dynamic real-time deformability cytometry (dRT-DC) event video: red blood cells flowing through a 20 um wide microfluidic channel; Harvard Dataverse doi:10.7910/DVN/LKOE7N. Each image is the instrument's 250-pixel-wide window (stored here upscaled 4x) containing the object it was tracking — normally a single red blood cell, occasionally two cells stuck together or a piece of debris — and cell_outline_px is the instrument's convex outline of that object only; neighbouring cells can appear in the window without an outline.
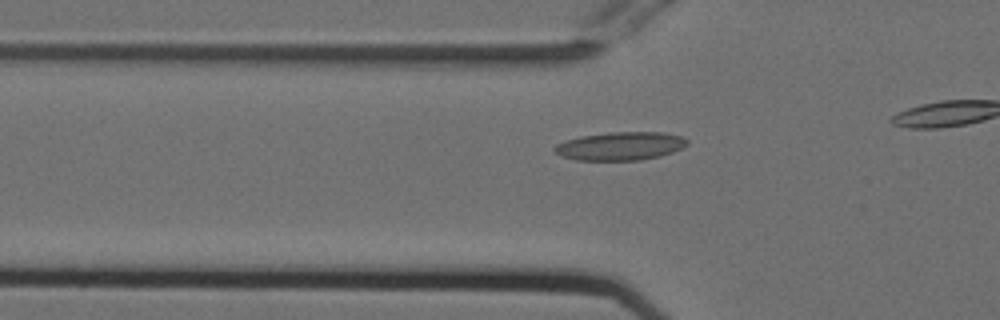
{"species": "Egyptian fruit bat (a non-hibernating species)", "species_latin": "Rousettus aegyptiacus", "temperature_condition": "cold", "stored_images_in_passage": 10, "camera_frame_rate_fps": 3000, "um_per_image_px": 0.085, "animal": {"sex": "female"}, "frame": {"image": 1, "passage_image": 4, "time_ms": 1.0, "image_size_px": [1000, 320], "cell_outline_px": [[688, 144], [672, 152], [660, 156], [640, 160], [576, 160], [560, 156], [552, 148], [556, 144], [580, 136], [608, 132], [664, 132], [680, 136], [688, 140]], "centroid_in_image_um": [52.71, 12.41], "position_along_channel_um": 73.1, "area_um2": 21.85}}
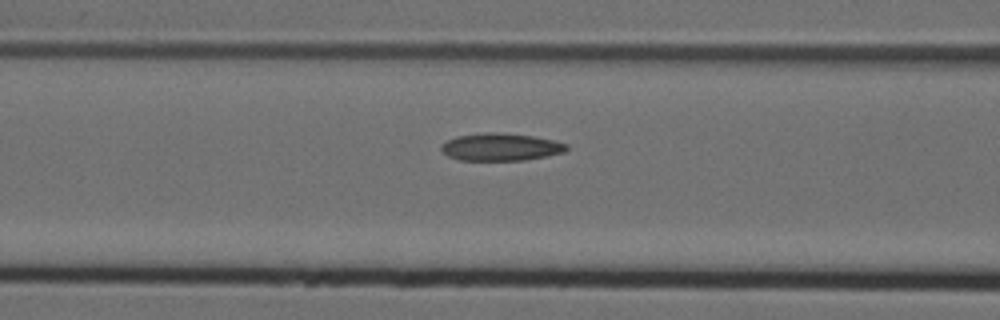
{"frame": {"image": 2, "passage_image": 8, "time_ms": 2.333, "image_size_px": [1000, 320], "cell_outline_px": [[568, 148], [564, 152], [548, 156], [524, 160], [460, 160], [448, 156], [440, 148], [440, 144], [456, 136], [484, 132], [492, 132], [532, 136], [552, 140], [568, 144]], "centroid_in_image_um": [42.55, 12.49], "position_along_channel_um": 124.1, "area_um2": 20.0}}